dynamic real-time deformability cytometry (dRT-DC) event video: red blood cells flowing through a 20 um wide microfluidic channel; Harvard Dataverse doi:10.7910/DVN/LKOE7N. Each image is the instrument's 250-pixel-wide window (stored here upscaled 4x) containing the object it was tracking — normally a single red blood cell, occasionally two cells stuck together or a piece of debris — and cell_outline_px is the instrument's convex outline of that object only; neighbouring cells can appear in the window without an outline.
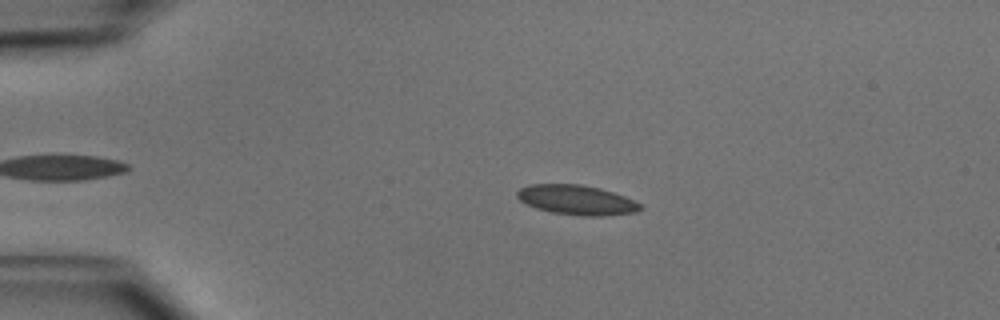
{"species": "common noctule bat (a hibernating species)", "species_latin": "Nyctalus noctula", "temperature_condition": "cold", "stored_images_in_passage": 45, "camera_frame_rate_fps": 3000, "um_per_image_px": 0.085, "animal": {"sex": "male", "body_mass_g": 15.6}, "frame": {"image": 1, "passage_image": 11, "time_ms": 3.333, "image_size_px": [1000, 320], "cell_outline_px": [[644, 208], [636, 212], [604, 216], [588, 216], [552, 212], [536, 208], [520, 200], [516, 196], [516, 192], [520, 188], [528, 184], [580, 184], [600, 188], [624, 196], [640, 204]], "centroid_in_image_um": [49.01, 16.99], "position_along_channel_um": 36.0, "area_um2": 21.21}}
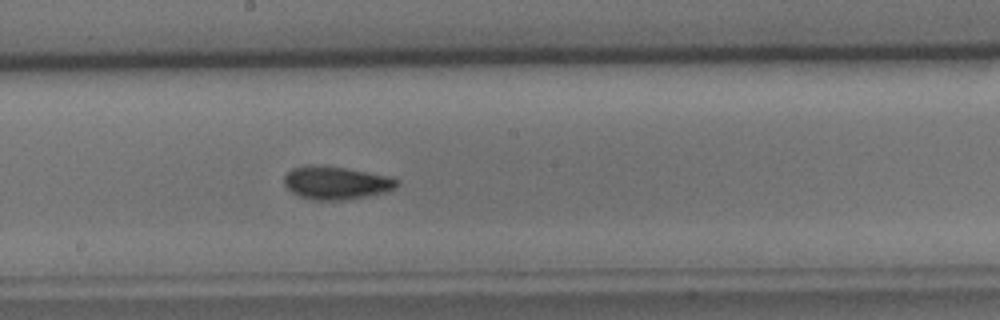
{"frame": {"image": 2, "passage_image": 28, "time_ms": 9.0, "image_size_px": [1000, 320], "cell_outline_px": [[400, 184], [396, 188], [384, 192], [368, 196], [340, 200], [316, 200], [300, 196], [292, 192], [284, 184], [284, 176], [292, 168], [308, 164], [344, 168], [368, 172], [388, 176], [400, 180]], "centroid_in_image_um": [28.58, 15.53], "position_along_channel_um": 219.6, "area_um2": 21.62}}
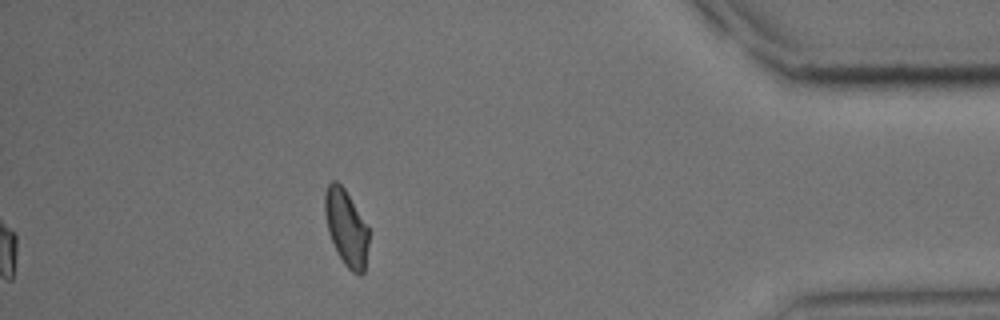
{"frame": {"image": 3, "passage_image": 45, "time_ms": 14.667, "image_size_px": [1000, 320], "cell_outline_px": [[368, 244], [364, 272], [360, 276], [352, 272], [344, 264], [336, 252], [328, 232], [324, 212], [324, 196], [328, 184], [332, 180], [336, 180], [344, 188], [368, 228]], "centroid_in_image_um": [29.4, 19.37], "position_along_channel_um": 405.8, "area_um2": 19.36}, "authors_computed_cell_mechanics": {"area_um2": 20.6346, "velocity_mm_per_s": 3.9983, "shape_relaxation_time_tau1_ms": 5.0986, "shape_relaxation_time_tau2_ms": 1.8675, "deformation_change_tau1": 0.0986, "deformation_change_tau2": 0.0572}}